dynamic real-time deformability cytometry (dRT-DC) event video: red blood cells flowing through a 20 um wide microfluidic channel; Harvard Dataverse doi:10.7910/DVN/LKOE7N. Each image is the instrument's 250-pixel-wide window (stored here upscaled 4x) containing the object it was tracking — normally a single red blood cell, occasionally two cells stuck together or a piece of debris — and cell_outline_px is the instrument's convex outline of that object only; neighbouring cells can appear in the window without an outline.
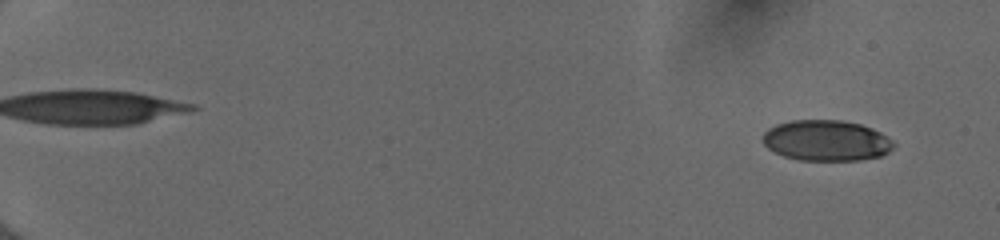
{"species": "human", "species_latin": "Homo sapiens", "temperature_condition": "cold", "stored_images_in_passage": 54, "camera_frame_rate_fps": 3000, "um_per_image_px": 0.085, "donor": {"sex": "female"}, "frame": {"image": 1, "passage_image": 4, "time_ms": 1.0, "image_size_px": [1000, 240], "cell_outline_px": [[896, 144], [888, 152], [880, 156], [860, 160], [800, 160], [784, 156], [768, 148], [760, 140], [764, 132], [768, 128], [776, 124], [792, 120], [840, 120], [860, 124], [872, 128], [880, 132], [892, 140]], "centroid_in_image_um": [70.22, 11.94], "position_along_channel_um": 14.8, "area_um2": 31.15}}
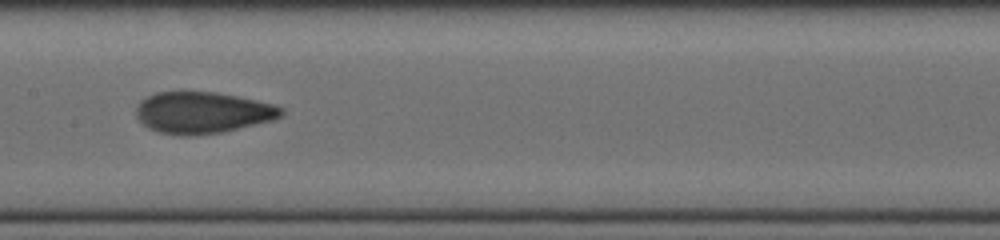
{"frame": {"image": 2, "passage_image": 31, "time_ms": 10.0, "image_size_px": [1000, 240], "cell_outline_px": [[284, 116], [272, 120], [224, 132], [188, 136], [180, 136], [160, 132], [148, 128], [136, 116], [136, 104], [140, 100], [156, 92], [184, 88], [216, 92], [256, 100], [272, 104], [284, 108]], "centroid_in_image_um": [17.18, 9.53], "position_along_channel_um": 190.2, "area_um2": 36.07}}
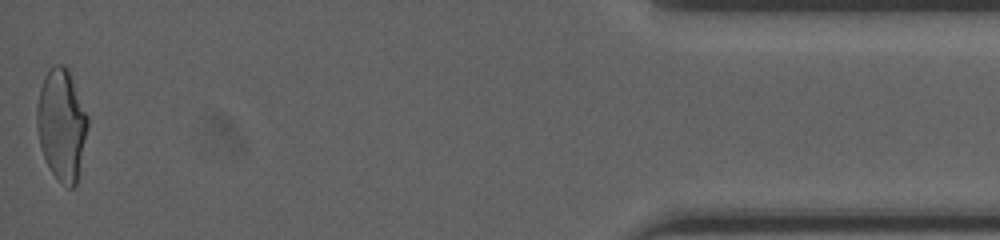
{"frame": {"image": 3, "passage_image": 54, "time_ms": 17.667, "image_size_px": [1000, 240], "cell_outline_px": [[88, 128], [76, 184], [72, 188], [68, 188], [52, 172], [44, 156], [40, 144], [36, 124], [36, 108], [40, 88], [44, 76], [56, 64], [64, 64], [68, 68], [88, 116]], "centroid_in_image_um": [5.24, 10.56], "position_along_channel_um": 430.0, "area_um2": 32.66}, "authors_computed_cell_mechanics": {"area_um2": 33.0038, "velocity_mm_per_s": 4.0125, "shape_relaxation_time_tau1_ms": null, "shape_relaxation_time_tau2_ms": 1.3751, "deformation_change_tau1": null, "deformation_change_tau2": 0.0726}}